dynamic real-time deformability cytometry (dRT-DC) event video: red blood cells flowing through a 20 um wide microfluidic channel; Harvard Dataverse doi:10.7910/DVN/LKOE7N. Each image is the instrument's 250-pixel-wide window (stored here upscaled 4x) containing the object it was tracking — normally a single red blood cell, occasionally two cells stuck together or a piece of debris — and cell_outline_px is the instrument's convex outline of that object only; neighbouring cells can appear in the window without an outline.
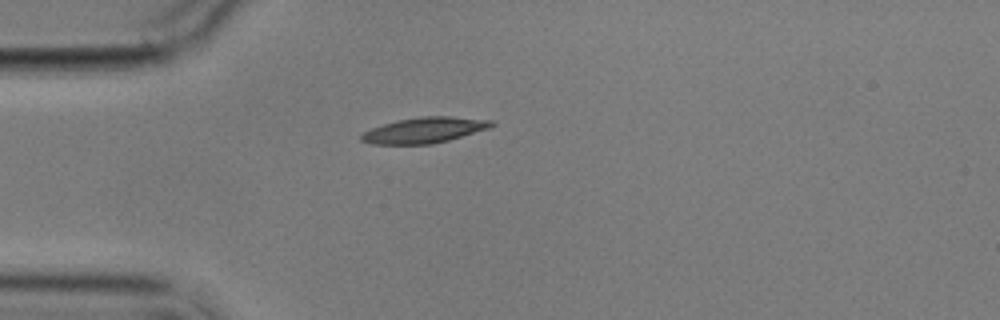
{"species": "common noctule bat (a hibernating species)", "species_latin": "Nyctalus noctula", "temperature_condition": "cold", "stored_images_in_passage": 5, "camera_frame_rate_fps": 3000, "um_per_image_px": 0.085, "animal": {"sex": "male", "body_mass_g": 17.9}, "frame": {"image": 1, "passage_image": 5, "time_ms": 5.0, "image_size_px": [1000, 320], "cell_outline_px": [[496, 124], [488, 128], [448, 140], [432, 144], [372, 144], [360, 140], [360, 136], [364, 132], [372, 128], [384, 124], [400, 120], [424, 116], [452, 116], [496, 120]], "centroid_in_image_um": [36.11, 11.06], "position_along_channel_um": 48.9, "area_um2": 19.31}}